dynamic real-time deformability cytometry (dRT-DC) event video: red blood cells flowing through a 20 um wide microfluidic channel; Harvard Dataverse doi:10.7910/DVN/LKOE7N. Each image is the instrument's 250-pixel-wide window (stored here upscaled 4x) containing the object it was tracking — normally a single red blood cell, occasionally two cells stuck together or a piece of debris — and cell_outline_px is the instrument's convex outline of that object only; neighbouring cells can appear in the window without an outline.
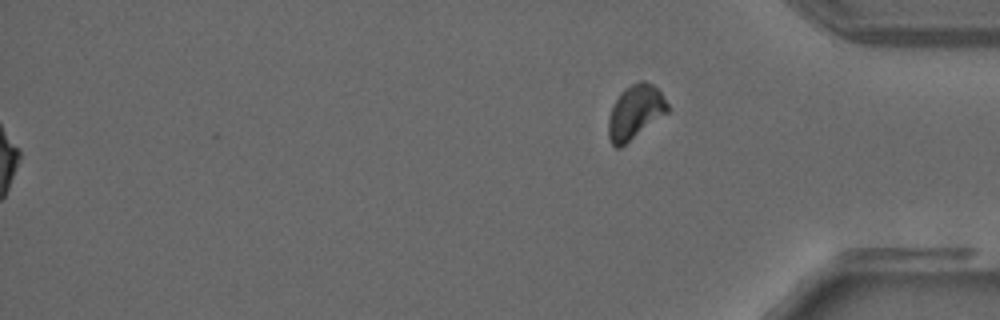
{"species": "common noctule bat (a hibernating species)", "species_latin": "Nyctalus noctula", "temperature_condition": "warm", "stored_images_in_passage": 35, "segment_of_instrument_passage": [2, 2], "camera_frame_rate_fps": 3000, "um_per_image_px": 0.085, "animal": {"sex": "male", "forearm_length_mm": 52.5}, "frame": {"image": 1, "passage_image": 35, "time_ms": 11.333, "image_size_px": [1000, 320], "cell_outline_px": [[668, 112], [620, 148], [616, 148], [612, 144], [608, 136], [608, 120], [612, 104], [620, 92], [624, 88], [640, 80], [644, 80], [652, 84], [660, 92], [668, 104]], "centroid_in_image_um": [53.96, 9.52], "position_along_channel_um": 381.2, "area_um2": 18.61}}